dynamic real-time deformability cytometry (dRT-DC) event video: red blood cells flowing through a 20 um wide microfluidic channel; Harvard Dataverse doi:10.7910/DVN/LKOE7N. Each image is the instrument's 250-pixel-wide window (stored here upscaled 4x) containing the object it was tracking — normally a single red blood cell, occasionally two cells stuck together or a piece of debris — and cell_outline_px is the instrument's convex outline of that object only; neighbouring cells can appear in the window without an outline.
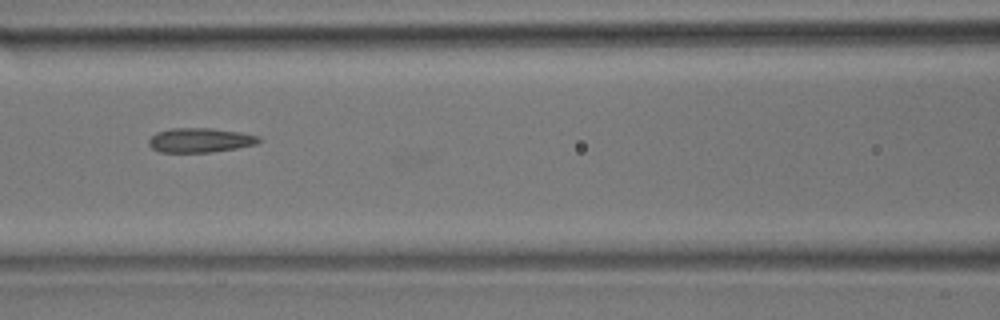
{"species": "common noctule bat (a hibernating species)", "species_latin": "Nyctalus noctula", "temperature_condition": "room temperature", "stored_images_in_passage": 50, "camera_frame_rate_fps": 3000, "um_per_image_px": 0.085, "animal": {"sex": "male", "body_mass_g": 17.9}, "frame": {"image": 1, "passage_image": 24, "time_ms": 7.667, "image_size_px": [1000, 320], "cell_outline_px": [[264, 140], [256, 144], [236, 148], [212, 152], [160, 152], [152, 148], [148, 144], [148, 140], [156, 132], [172, 128], [212, 128], [240, 132], [260, 136]], "centroid_in_image_um": [17.03, 11.91], "position_along_channel_um": 149.6, "area_um2": 15.78}}
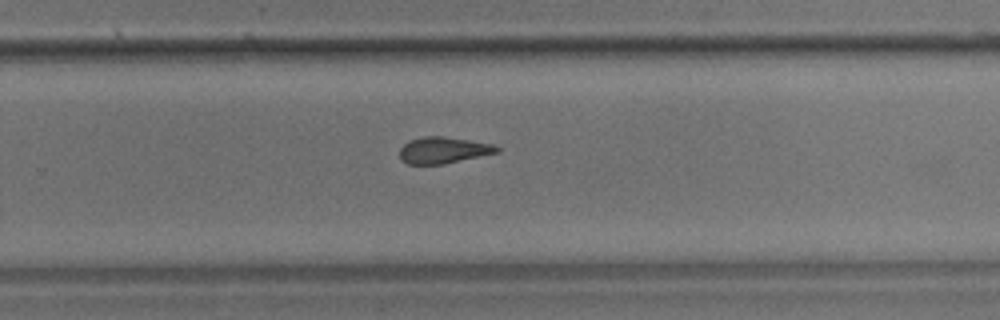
{"frame": {"image": 2, "passage_image": 34, "time_ms": 11.0, "image_size_px": [1000, 320], "cell_outline_px": [[500, 152], [440, 164], [408, 164], [400, 160], [400, 148], [408, 140], [424, 136], [444, 136], [492, 144], [500, 148]], "centroid_in_image_um": [37.65, 12.75], "position_along_channel_um": 292.2, "area_um2": 14.85}}
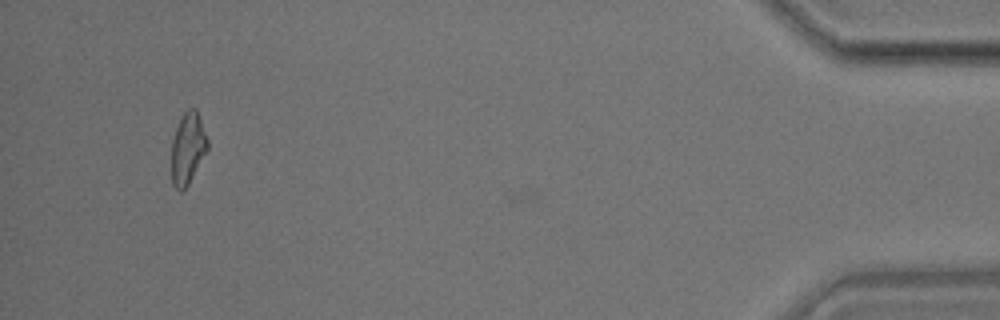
{"frame": {"image": 3, "passage_image": 48, "time_ms": 15.667, "image_size_px": [1000, 320], "cell_outline_px": [[208, 152], [188, 184], [180, 192], [172, 184], [172, 140], [176, 128], [184, 112], [188, 108], [196, 108], [208, 140]], "centroid_in_image_um": [15.98, 12.61], "position_along_channel_um": 419.2, "area_um2": 15.03}}